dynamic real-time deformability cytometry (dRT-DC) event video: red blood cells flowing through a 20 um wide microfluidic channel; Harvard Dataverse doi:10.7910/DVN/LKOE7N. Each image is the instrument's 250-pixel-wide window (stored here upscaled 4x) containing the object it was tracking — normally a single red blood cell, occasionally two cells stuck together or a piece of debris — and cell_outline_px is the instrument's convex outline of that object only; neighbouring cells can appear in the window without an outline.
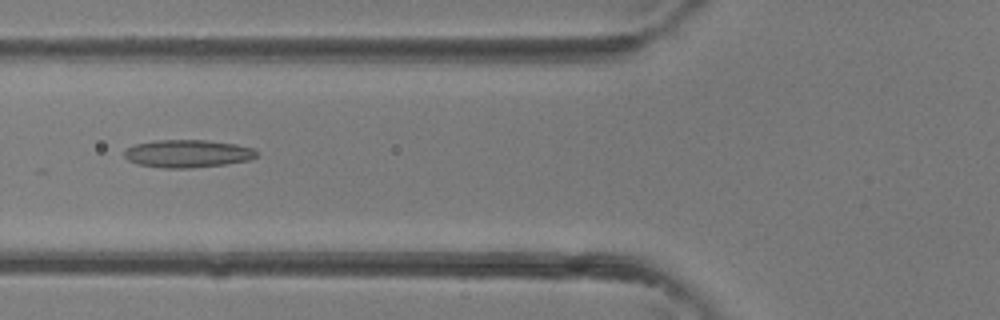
{"species": "common noctule bat (a hibernating species)", "species_latin": "Nyctalus noctula", "temperature_condition": "room temperature", "stored_images_in_passage": 3, "camera_frame_rate_fps": 3000, "um_per_image_px": 0.085, "animal": {"sex": "female"}, "frame": {"image": 1, "passage_image": 3, "time_ms": 0.667, "image_size_px": [1000, 320], "cell_outline_px": [[256, 156], [248, 160], [224, 164], [188, 168], [164, 168], [136, 164], [128, 160], [124, 156], [124, 152], [128, 148], [136, 144], [156, 140], [204, 140], [236, 144], [256, 148]], "centroid_in_image_um": [15.94, 13.05], "position_along_channel_um": 109.9, "area_um2": 21.27}}